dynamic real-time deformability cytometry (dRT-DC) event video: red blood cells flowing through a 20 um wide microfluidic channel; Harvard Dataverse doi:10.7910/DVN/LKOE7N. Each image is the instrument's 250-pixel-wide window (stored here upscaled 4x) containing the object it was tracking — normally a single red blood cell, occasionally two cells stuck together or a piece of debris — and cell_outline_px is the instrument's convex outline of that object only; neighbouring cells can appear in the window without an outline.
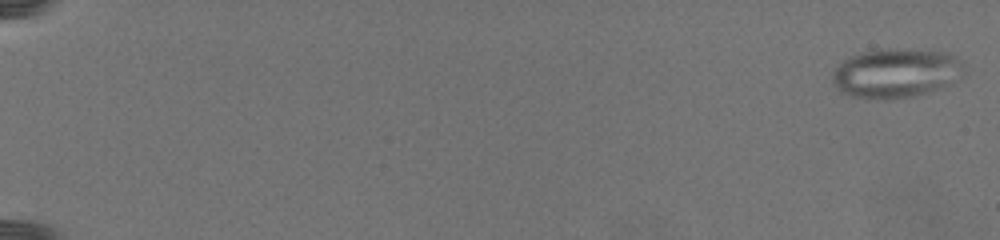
{"species": "common noctule bat (a hibernating species)", "species_latin": "Nyctalus noctula", "temperature_condition": "warm", "stored_images_in_passage": 12, "camera_frame_rate_fps": 3000, "um_per_image_px": 0.085, "animal": {"sex": "female", "body_mass_g": 19.5, "forearm_length_mm": 54.1}, "frame": {"image": 1, "passage_image": 1, "time_ms": 0.0, "image_size_px": [1000, 240], "cell_outline_px": [[964, 64], [960, 76], [948, 84], [940, 88], [928, 92], [912, 96], [892, 100], [884, 100], [848, 96], [840, 92], [836, 88], [832, 80], [832, 72], [848, 56], [864, 52], [888, 48], [896, 48], [948, 52], [964, 60]], "centroid_in_image_um": [76.14, 6.22], "position_along_channel_um": 8.9, "area_um2": 38.15}}
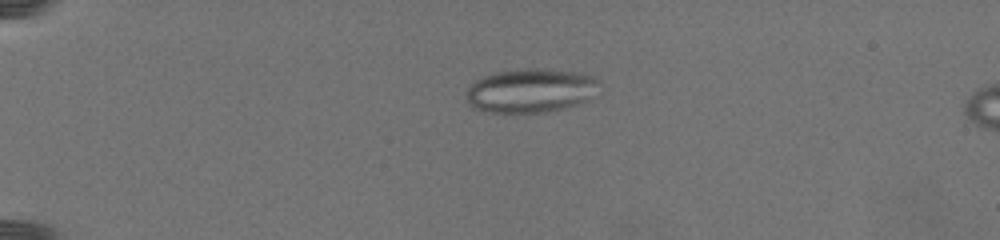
{"frame": {"image": 2, "passage_image": 6, "time_ms": 6.333, "image_size_px": [1000, 240], "cell_outline_px": [[600, 96], [564, 108], [548, 112], [492, 112], [472, 108], [468, 104], [464, 92], [476, 80], [484, 76], [496, 72], [524, 68], [540, 68], [576, 72], [592, 76], [600, 80]], "centroid_in_image_um": [45.17, 7.7], "position_along_channel_um": 39.8, "area_um2": 34.68}}